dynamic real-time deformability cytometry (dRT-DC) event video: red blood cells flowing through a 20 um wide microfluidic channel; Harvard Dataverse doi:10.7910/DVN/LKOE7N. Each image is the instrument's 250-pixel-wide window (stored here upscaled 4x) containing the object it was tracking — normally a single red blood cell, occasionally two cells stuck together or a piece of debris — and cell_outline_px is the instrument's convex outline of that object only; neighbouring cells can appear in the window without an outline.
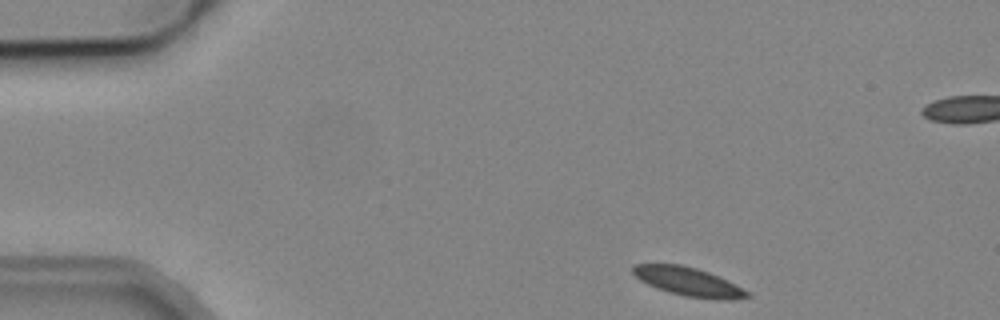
{"species": "common noctule bat (a hibernating species)", "species_latin": "Nyctalus noctula", "temperature_condition": "cold", "stored_images_in_passage": 4, "camera_frame_rate_fps": 3000, "um_per_image_px": 0.085, "animal": {"sex": "male", "body_mass_g": 19.2, "forearm_length_mm": 51.8}, "frame": {"image": 1, "passage_image": 1, "time_ms": 0.0, "image_size_px": [1000, 320], "cell_outline_px": [[752, 296], [732, 300], [720, 300], [684, 296], [668, 292], [656, 288], [640, 280], [632, 272], [632, 268], [636, 264], [680, 264], [696, 268], [708, 272], [736, 284], [752, 292]], "centroid_in_image_um": [58.57, 23.96], "position_along_channel_um": 26.4, "area_um2": 19.19}}